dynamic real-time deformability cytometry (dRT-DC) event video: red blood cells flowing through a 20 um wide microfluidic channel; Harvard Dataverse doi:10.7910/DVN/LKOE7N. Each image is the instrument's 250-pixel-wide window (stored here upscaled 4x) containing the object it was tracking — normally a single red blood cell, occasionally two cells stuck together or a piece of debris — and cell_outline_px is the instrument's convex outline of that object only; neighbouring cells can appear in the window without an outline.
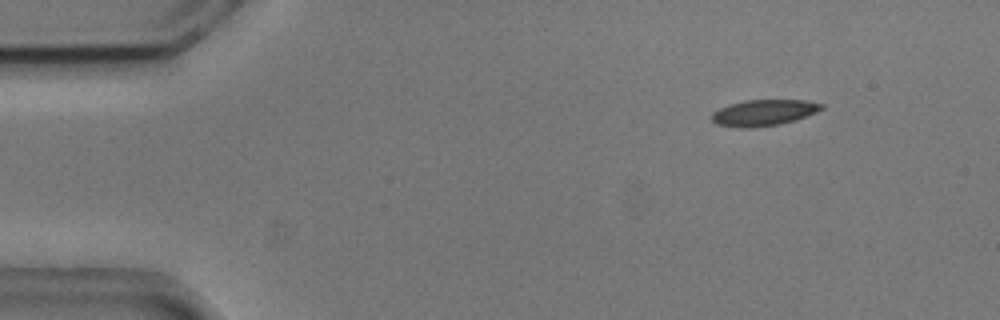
{"species": "common noctule bat (a hibernating species)", "species_latin": "Nyctalus noctula", "temperature_condition": "cold", "stored_images_in_passage": 46, "camera_frame_rate_fps": 3000, "um_per_image_px": 0.085, "animal": {"sex": "male", "body_mass_g": 20.5, "forearm_length_mm": 52.5}, "frame": {"image": 1, "passage_image": 1, "time_ms": 0.0, "image_size_px": [1000, 320], "cell_outline_px": [[824, 108], [816, 112], [792, 120], [776, 124], [752, 128], [740, 128], [716, 124], [712, 120], [712, 112], [728, 104], [744, 100], [804, 100], [824, 104]], "centroid_in_image_um": [64.87, 9.57], "position_along_channel_um": 20.1, "area_um2": 16.53}}
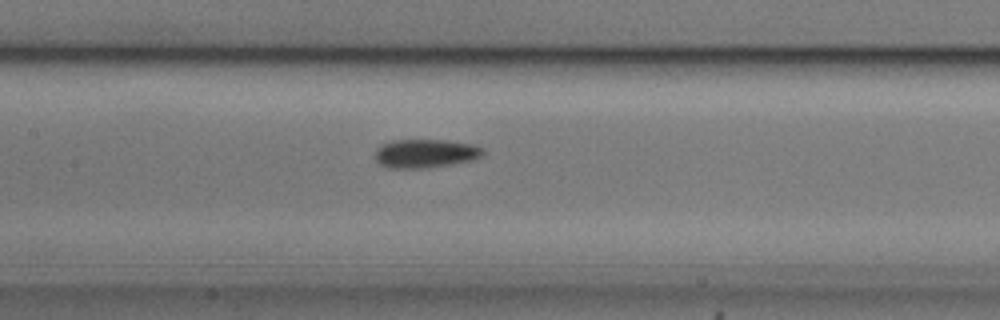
{"frame": {"image": 2, "passage_image": 20, "time_ms": 6.333, "image_size_px": [1000, 320], "cell_outline_px": [[484, 156], [472, 160], [452, 164], [428, 168], [388, 168], [380, 164], [376, 160], [376, 148], [380, 144], [392, 140], [444, 140], [472, 144], [484, 148]], "centroid_in_image_um": [36.16, 13.04], "position_along_channel_um": 171.2, "area_um2": 18.21}}
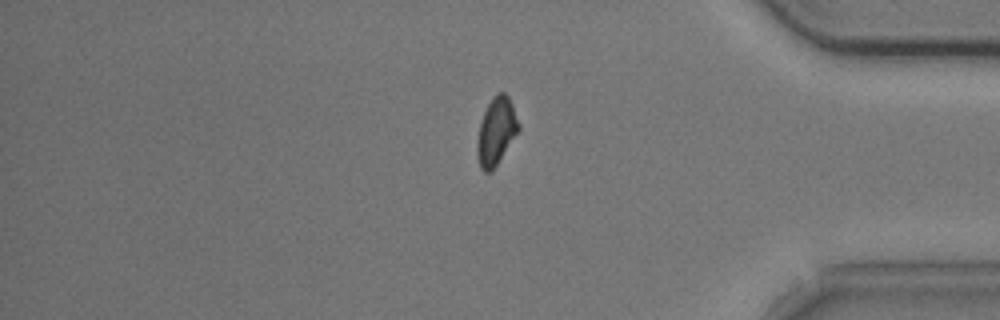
{"frame": {"image": 3, "passage_image": 40, "time_ms": 13.0, "image_size_px": [1000, 320], "cell_outline_px": [[520, 128], [492, 172], [484, 172], [480, 168], [476, 152], [476, 148], [480, 124], [484, 112], [488, 104], [496, 92], [504, 92], [508, 96], [512, 104], [520, 124]], "centroid_in_image_um": [42.18, 11.16], "position_along_channel_um": 393.0, "area_um2": 16.18}}